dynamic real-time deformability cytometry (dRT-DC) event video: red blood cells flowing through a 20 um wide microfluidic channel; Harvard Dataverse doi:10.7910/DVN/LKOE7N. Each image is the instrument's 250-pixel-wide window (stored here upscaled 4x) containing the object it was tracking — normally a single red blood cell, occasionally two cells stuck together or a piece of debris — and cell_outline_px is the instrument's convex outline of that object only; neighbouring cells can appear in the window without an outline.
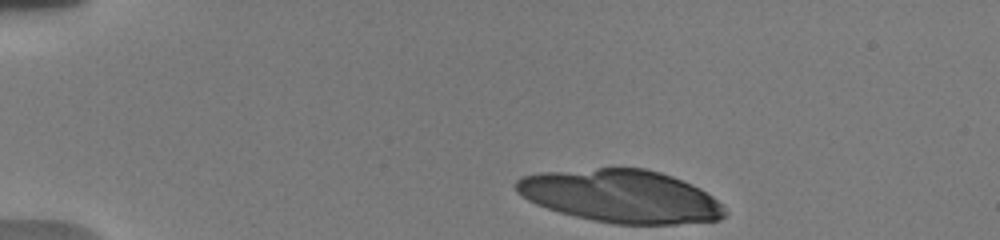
{"species": "human", "species_latin": "Homo sapiens", "temperature_condition": "warm", "stored_images_in_passage": 16, "camera_frame_rate_fps": 3000, "um_per_image_px": 0.085, "donor": {"sex": "male"}, "frame": {"image": 1, "passage_image": 1, "time_ms": 0.0, "image_size_px": [1000, 240], "cell_outline_px": [[728, 212], [720, 220], [676, 224], [616, 224], [592, 220], [560, 212], [536, 204], [528, 200], [516, 192], [516, 180], [520, 176], [540, 172], [600, 168], [644, 168], [660, 172], [672, 176], [692, 184], [700, 188], [712, 196]], "centroid_in_image_um": [52.77, 16.67], "position_along_channel_um": 32.2, "area_um2": 64.22}}